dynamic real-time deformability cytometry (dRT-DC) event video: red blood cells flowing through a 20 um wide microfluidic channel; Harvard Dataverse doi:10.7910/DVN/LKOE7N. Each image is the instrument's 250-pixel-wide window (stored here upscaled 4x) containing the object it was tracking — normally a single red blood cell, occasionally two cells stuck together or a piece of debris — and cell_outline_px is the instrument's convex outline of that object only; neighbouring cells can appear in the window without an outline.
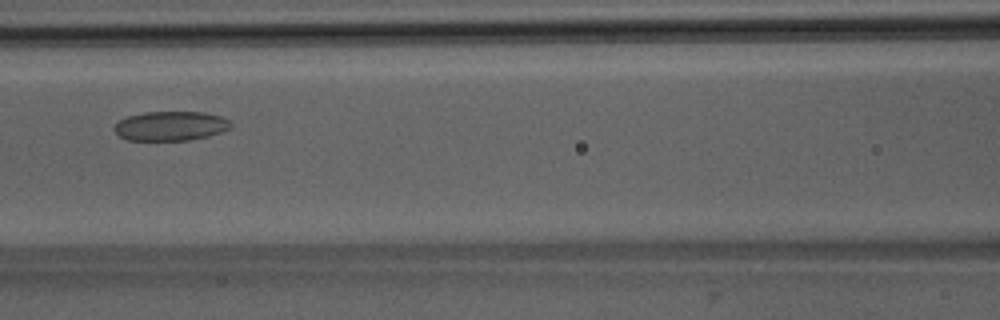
{"species": "Egyptian fruit bat (a non-hibernating species)", "species_latin": "Rousettus aegyptiacus", "temperature_condition": "room temperature", "stored_images_in_passage": 8, "camera_frame_rate_fps": 3000, "um_per_image_px": 0.085, "animal": {"sex": "male"}, "frame": {"image": 1, "passage_image": 5, "time_ms": 5.333, "image_size_px": [1000, 320], "cell_outline_px": [[232, 128], [208, 136], [188, 140], [128, 140], [120, 136], [112, 128], [120, 120], [128, 116], [144, 112], [204, 112], [220, 116], [228, 120], [232, 124]], "centroid_in_image_um": [14.51, 10.7], "position_along_channel_um": 152.1, "area_um2": 19.88}}